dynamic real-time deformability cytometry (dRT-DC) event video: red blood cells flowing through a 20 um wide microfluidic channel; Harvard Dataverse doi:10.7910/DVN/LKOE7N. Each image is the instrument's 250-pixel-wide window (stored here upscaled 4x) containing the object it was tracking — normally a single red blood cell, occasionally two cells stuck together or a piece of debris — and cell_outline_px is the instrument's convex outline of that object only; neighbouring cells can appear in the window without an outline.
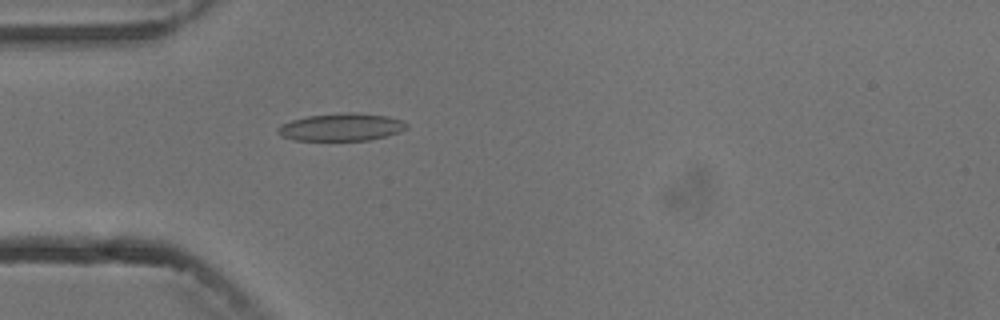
{"species": "common noctule bat (a hibernating species)", "species_latin": "Nyctalus noctula", "temperature_condition": "cold", "stored_images_in_passage": 1, "camera_frame_rate_fps": 3000, "um_per_image_px": 0.085, "animal": {"sex": "male", "body_mass_g": 13.3}, "frame": {"image": 1, "passage_image": 1, "time_ms": 0.0, "image_size_px": [1000, 320], "cell_outline_px": [[408, 128], [400, 132], [368, 140], [296, 140], [280, 136], [276, 132], [276, 128], [280, 124], [292, 120], [308, 116], [340, 112], [356, 112], [388, 116], [404, 120], [408, 124]], "centroid_in_image_um": [29.02, 10.79], "position_along_channel_um": 56.0, "area_um2": 20.92}}